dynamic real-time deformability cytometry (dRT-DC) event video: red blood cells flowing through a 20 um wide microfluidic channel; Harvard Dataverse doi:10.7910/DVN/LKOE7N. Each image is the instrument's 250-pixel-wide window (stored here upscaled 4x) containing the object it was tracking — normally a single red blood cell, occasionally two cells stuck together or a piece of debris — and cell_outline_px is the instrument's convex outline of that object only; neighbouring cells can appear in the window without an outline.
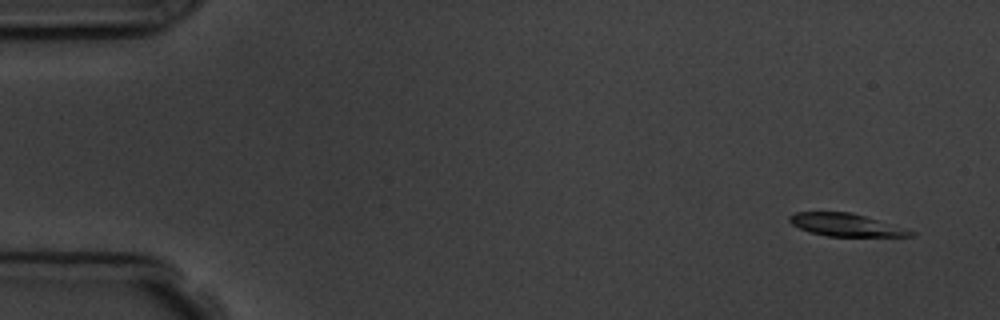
{"species": "common noctule bat (a hibernating species)", "species_latin": "Nyctalus noctula", "temperature_condition": "room temperature", "stored_images_in_passage": 7, "camera_frame_rate_fps": 3000, "um_per_image_px": 0.085, "animal": {"sex": "male", "body_mass_g": 19.5, "forearm_length_mm": 54.6}, "frame": {"image": 1, "passage_image": 1, "time_ms": 0.0, "image_size_px": [1000, 320], "cell_outline_px": [[916, 232], [912, 236], [828, 236], [808, 232], [792, 224], [788, 220], [788, 216], [792, 212], [852, 212], [908, 228]], "centroid_in_image_um": [71.9, 19.11], "position_along_channel_um": 13.1, "area_um2": 16.18}}